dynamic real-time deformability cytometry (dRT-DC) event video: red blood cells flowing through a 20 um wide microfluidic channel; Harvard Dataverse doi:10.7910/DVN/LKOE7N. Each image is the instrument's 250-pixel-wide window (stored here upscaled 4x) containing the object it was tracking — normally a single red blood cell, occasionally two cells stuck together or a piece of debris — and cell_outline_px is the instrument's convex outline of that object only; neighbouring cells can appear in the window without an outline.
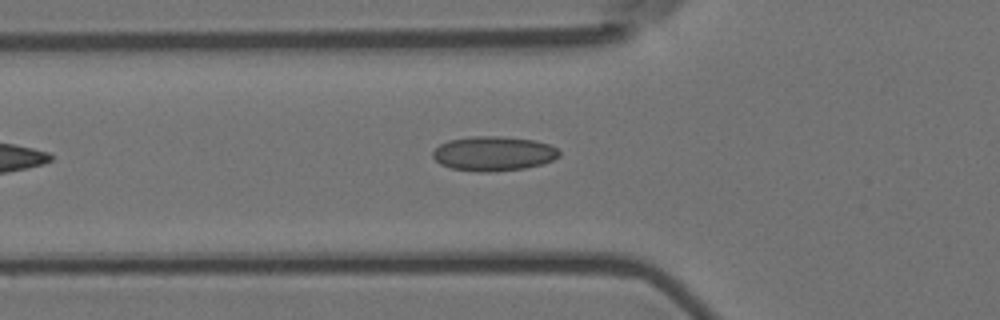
{"species": "Egyptian fruit bat (a non-hibernating species)", "species_latin": "Rousettus aegyptiacus", "temperature_condition": "room temperature", "stored_images_in_passage": 5, "camera_frame_rate_fps": 3000, "um_per_image_px": 0.085, "animal": {"sex": "female"}, "frame": {"image": 1, "passage_image": 5, "time_ms": 1.333, "image_size_px": [1000, 320], "cell_outline_px": [[560, 156], [552, 160], [540, 164], [524, 168], [488, 172], [480, 172], [452, 168], [440, 164], [432, 156], [432, 152], [440, 144], [448, 140], [472, 136], [500, 136], [536, 140], [548, 144], [556, 148], [560, 152]], "centroid_in_image_um": [41.94, 13.04], "position_along_channel_um": 83.9, "area_um2": 25.37}}